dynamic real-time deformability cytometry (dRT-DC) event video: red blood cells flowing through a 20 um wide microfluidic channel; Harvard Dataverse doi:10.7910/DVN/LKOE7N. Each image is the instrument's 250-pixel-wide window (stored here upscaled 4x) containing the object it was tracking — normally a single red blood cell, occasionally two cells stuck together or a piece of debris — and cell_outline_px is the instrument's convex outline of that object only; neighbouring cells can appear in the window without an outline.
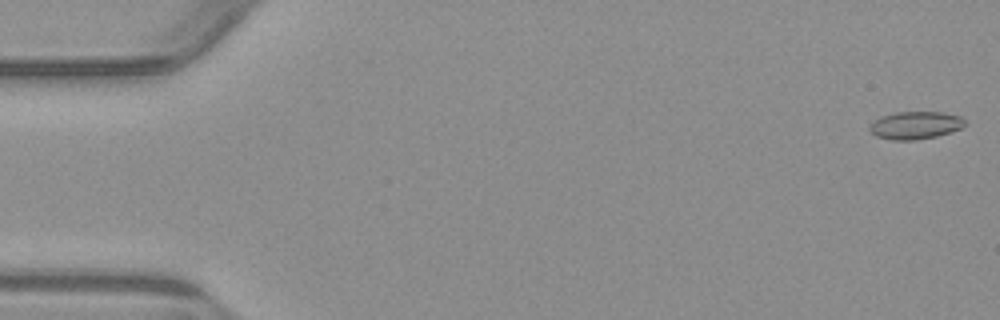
{"species": "common noctule bat (a hibernating species)", "species_latin": "Nyctalus noctula", "temperature_condition": "warm", "stored_images_in_passage": 54, "camera_frame_rate_fps": 3000, "um_per_image_px": 0.085, "animal": {"sex": "male", "body_mass_g": 23.1, "forearm_length_mm": 52.7}, "frame": {"image": 1, "passage_image": 1, "time_ms": 0.0, "image_size_px": [1000, 320], "cell_outline_px": [[968, 124], [952, 132], [936, 136], [916, 140], [892, 140], [876, 136], [868, 128], [880, 116], [896, 112], [944, 112], [964, 116]], "centroid_in_image_um": [77.88, 10.64], "position_along_channel_um": 7.1, "area_um2": 15.55}}
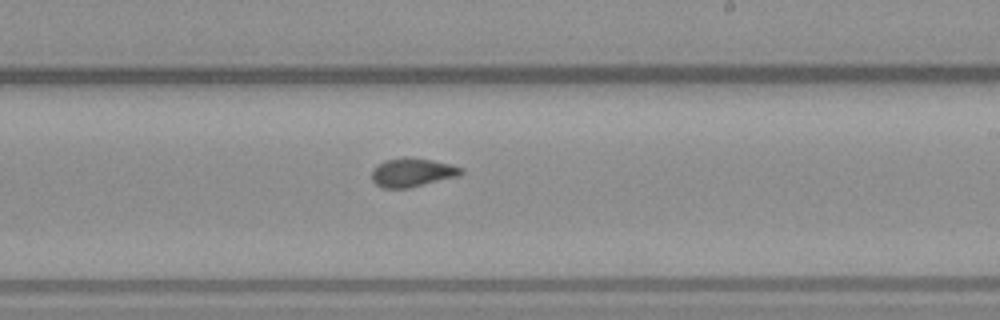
{"frame": {"image": 2, "passage_image": 32, "time_ms": 10.333, "image_size_px": [1000, 320], "cell_outline_px": [[464, 172], [456, 176], [408, 188], [384, 188], [376, 184], [372, 180], [372, 168], [384, 160], [432, 160], [464, 168]], "centroid_in_image_um": [35.01, 14.7], "position_along_channel_um": 254.0, "area_um2": 14.16}}
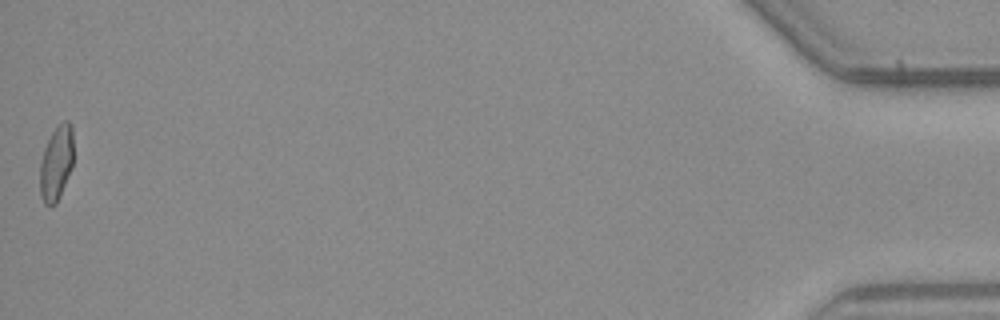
{"frame": {"image": 3, "passage_image": 54, "time_ms": 17.667, "image_size_px": [1000, 320], "cell_outline_px": [[72, 168], [60, 196], [56, 204], [44, 204], [40, 196], [40, 164], [44, 148], [52, 132], [64, 120], [68, 120], [72, 124]], "centroid_in_image_um": [4.78, 13.87], "position_along_channel_um": 430.4, "area_um2": 14.51}, "authors_computed_cell_mechanics": {"area_um2": 14.9124, "velocity_mm_per_s": 3.8462, "shape_relaxation_time_tau1_ms": null, "shape_relaxation_time_tau2_ms": 0.9482, "deformation_change_tau1": null, "deformation_change_tau2": 0.0515}}